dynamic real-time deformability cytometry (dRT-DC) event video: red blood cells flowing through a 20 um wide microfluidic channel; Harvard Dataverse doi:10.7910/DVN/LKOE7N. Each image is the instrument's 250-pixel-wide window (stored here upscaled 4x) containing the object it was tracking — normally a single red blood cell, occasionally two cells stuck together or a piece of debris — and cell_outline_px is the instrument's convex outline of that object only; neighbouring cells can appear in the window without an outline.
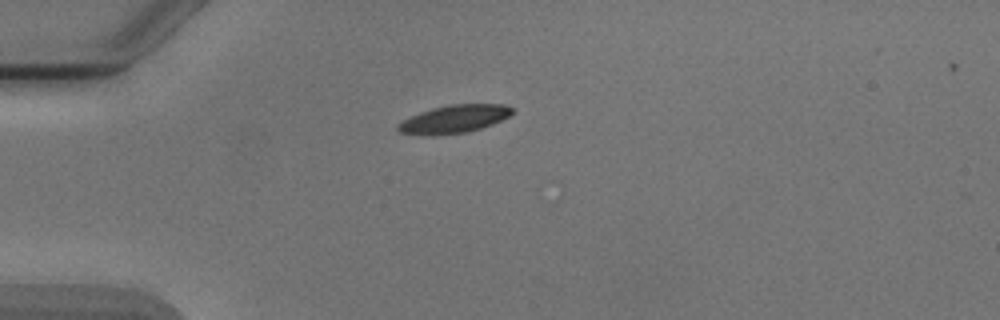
{"species": "Egyptian fruit bat (a non-hibernating species)", "species_latin": "Rousettus aegyptiacus", "temperature_condition": "cold", "stored_images_in_passage": 1, "camera_frame_rate_fps": 3000, "um_per_image_px": 0.085, "animal": {"sex": "male"}, "frame": {"image": 1, "passage_image": 1, "time_ms": 0.0, "image_size_px": [1000, 320], "cell_outline_px": [[512, 112], [508, 116], [492, 124], [480, 128], [464, 132], [400, 132], [396, 128], [396, 124], [420, 112], [432, 108], [448, 104], [504, 104], [512, 108]], "centroid_in_image_um": [38.67, 10.05], "position_along_channel_um": 46.3, "area_um2": 17.46}}